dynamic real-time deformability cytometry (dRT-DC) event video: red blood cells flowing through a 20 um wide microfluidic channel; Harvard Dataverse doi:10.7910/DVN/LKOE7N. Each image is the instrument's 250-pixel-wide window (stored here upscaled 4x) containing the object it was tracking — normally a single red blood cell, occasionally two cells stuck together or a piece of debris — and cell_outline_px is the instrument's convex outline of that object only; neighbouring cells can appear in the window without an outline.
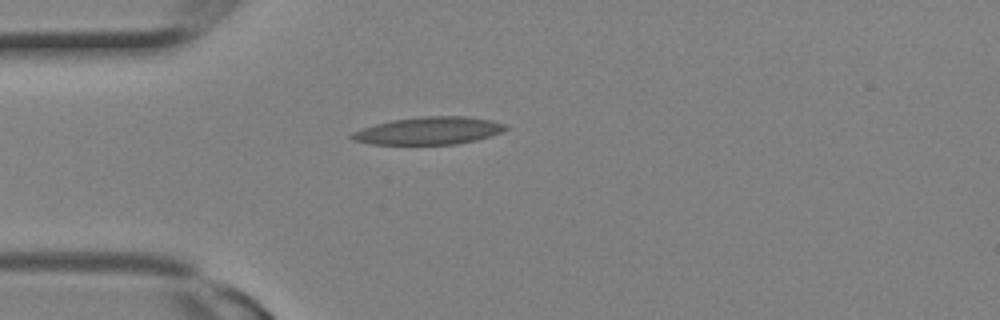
{"species": "Egyptian fruit bat (a non-hibernating species)", "species_latin": "Rousettus aegyptiacus", "temperature_condition": "room temperature", "stored_images_in_passage": 1, "camera_frame_rate_fps": 3000, "um_per_image_px": 0.085, "animal": {"sex": "female"}, "frame": {"image": 1, "passage_image": 1, "time_ms": 0.0, "image_size_px": [1000, 320], "cell_outline_px": [[508, 128], [500, 132], [476, 140], [456, 144], [372, 144], [352, 140], [348, 136], [352, 132], [376, 124], [392, 120], [424, 116], [464, 116], [492, 120], [508, 124]], "centroid_in_image_um": [36.45, 11.11], "position_along_channel_um": 48.5, "area_um2": 24.57}}